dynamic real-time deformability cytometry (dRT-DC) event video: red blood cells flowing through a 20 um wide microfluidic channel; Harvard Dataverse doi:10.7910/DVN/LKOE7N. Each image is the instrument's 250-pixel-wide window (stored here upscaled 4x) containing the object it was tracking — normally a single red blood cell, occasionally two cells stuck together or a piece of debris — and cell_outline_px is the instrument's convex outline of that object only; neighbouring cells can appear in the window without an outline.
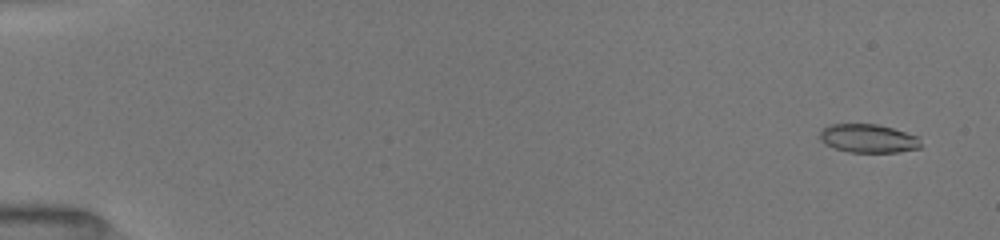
{"species": "common noctule bat (a hibernating species)", "species_latin": "Nyctalus noctula", "temperature_condition": "room temperature", "stored_images_in_passage": 52, "camera_frame_rate_fps": 3000, "um_per_image_px": 0.085, "animal": {"sex": "female", "body_mass_g": 19.5, "forearm_length_mm": 54.1}, "frame": {"image": 1, "passage_image": 3, "time_ms": 0.667, "image_size_px": [1000, 240], "cell_outline_px": [[920, 148], [896, 152], [848, 152], [824, 144], [820, 140], [820, 132], [828, 124], [876, 124], [892, 128], [920, 136]], "centroid_in_image_um": [73.8, 11.76], "position_along_channel_um": 11.2, "area_um2": 16.82}}
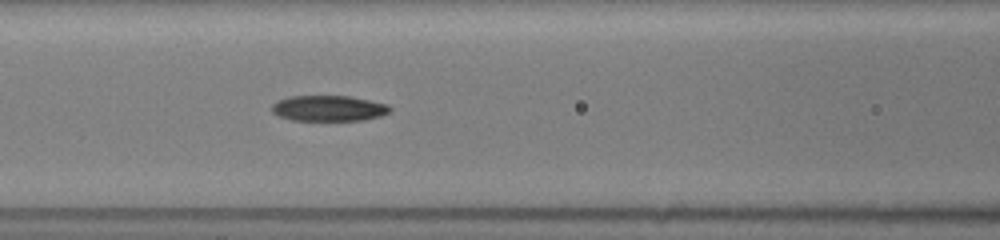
{"frame": {"image": 2, "passage_image": 24, "time_ms": 7.667, "image_size_px": [1000, 240], "cell_outline_px": [[392, 112], [380, 116], [364, 120], [292, 120], [280, 116], [272, 112], [272, 104], [276, 100], [288, 96], [348, 96], [388, 104], [392, 108]], "centroid_in_image_um": [27.94, 9.2], "position_along_channel_um": 138.7, "area_um2": 17.74}}
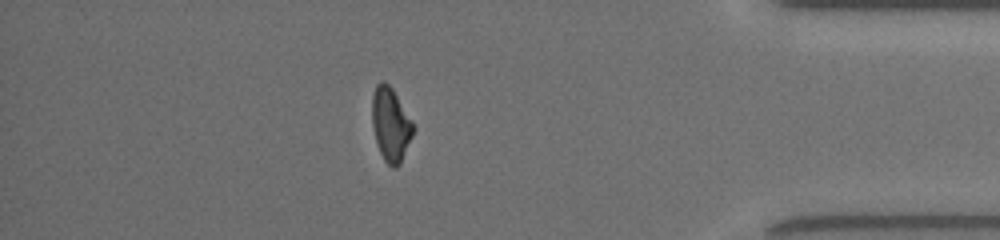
{"frame": {"image": 3, "passage_image": 46, "time_ms": 15.0, "image_size_px": [1000, 240], "cell_outline_px": [[416, 128], [400, 164], [396, 168], [392, 168], [384, 160], [380, 152], [376, 140], [372, 124], [372, 96], [376, 84], [380, 80], [384, 80], [392, 88], [412, 120]], "centroid_in_image_um": [33.22, 10.57], "position_along_channel_um": 402.0, "area_um2": 17.8}, "authors_computed_cell_mechanics": {"area_um2": 17.7735, "velocity_mm_per_s": 4.0269, "shape_relaxation_time_tau1_ms": 7.2494, "shape_relaxation_time_tau2_ms": 5.1788, "deformation_change_tau1": 0.203, "deformation_change_tau2": 0.1291}}